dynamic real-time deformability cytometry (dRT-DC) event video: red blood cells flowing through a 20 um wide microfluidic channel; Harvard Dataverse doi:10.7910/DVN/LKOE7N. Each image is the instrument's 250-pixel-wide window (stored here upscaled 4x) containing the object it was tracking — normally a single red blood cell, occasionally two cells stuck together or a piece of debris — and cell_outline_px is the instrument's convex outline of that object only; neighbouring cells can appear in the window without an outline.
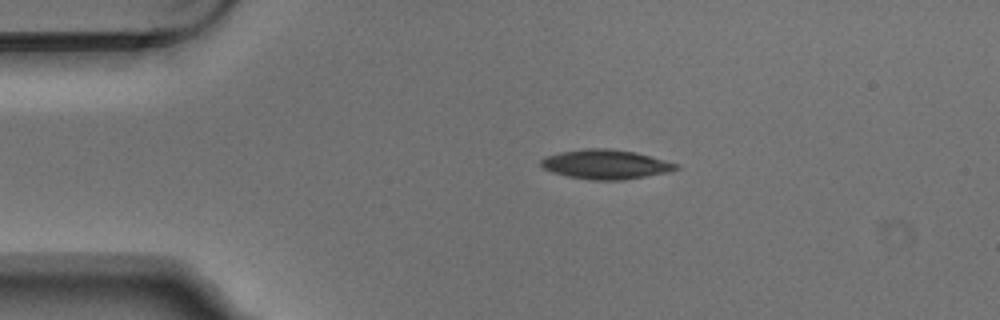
{"species": "Egyptian fruit bat (a non-hibernating species)", "species_latin": "Rousettus aegyptiacus", "temperature_condition": "warm", "stored_images_in_passage": 3, "camera_frame_rate_fps": 3000, "um_per_image_px": 0.085, "animal": {"sex": "male"}, "frame": {"image": 1, "passage_image": 2, "time_ms": 0.333, "image_size_px": [1000, 320], "cell_outline_px": [[680, 168], [668, 172], [624, 180], [592, 180], [568, 176], [552, 172], [544, 168], [540, 164], [540, 160], [548, 156], [560, 152], [584, 148], [608, 148], [636, 152], [680, 164]], "centroid_in_image_um": [51.52, 13.96], "position_along_channel_um": 33.5, "area_um2": 23.18}}